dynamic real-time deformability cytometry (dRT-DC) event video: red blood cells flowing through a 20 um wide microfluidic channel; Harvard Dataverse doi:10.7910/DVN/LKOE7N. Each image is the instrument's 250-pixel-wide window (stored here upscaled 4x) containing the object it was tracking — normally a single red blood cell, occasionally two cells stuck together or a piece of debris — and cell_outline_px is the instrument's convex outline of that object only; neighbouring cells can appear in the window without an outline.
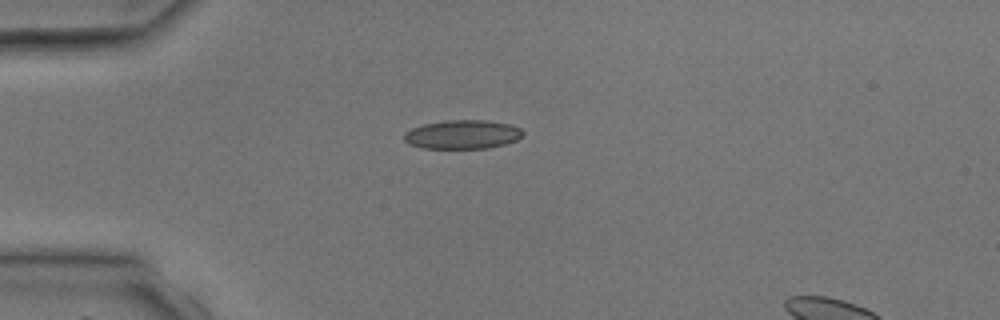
{"species": "common noctule bat (a hibernating species)", "species_latin": "Nyctalus noctula", "temperature_condition": "room temperature", "stored_images_in_passage": 2, "segment_of_instrument_passage": [1, 2], "camera_frame_rate_fps": 3000, "um_per_image_px": 0.085, "animal": {"sex": "male", "body_mass_g": 17.9, "forearm_length_mm": 54.2}, "frame": {"image": 1, "passage_image": 1, "time_ms": 0.0, "image_size_px": [1000, 320], "cell_outline_px": [[524, 132], [516, 140], [504, 144], [488, 148], [424, 148], [408, 144], [404, 140], [404, 132], [412, 128], [424, 124], [448, 120], [488, 120], [512, 124], [520, 128]], "centroid_in_image_um": [39.31, 11.42], "position_along_channel_um": 45.7, "area_um2": 20.0}}